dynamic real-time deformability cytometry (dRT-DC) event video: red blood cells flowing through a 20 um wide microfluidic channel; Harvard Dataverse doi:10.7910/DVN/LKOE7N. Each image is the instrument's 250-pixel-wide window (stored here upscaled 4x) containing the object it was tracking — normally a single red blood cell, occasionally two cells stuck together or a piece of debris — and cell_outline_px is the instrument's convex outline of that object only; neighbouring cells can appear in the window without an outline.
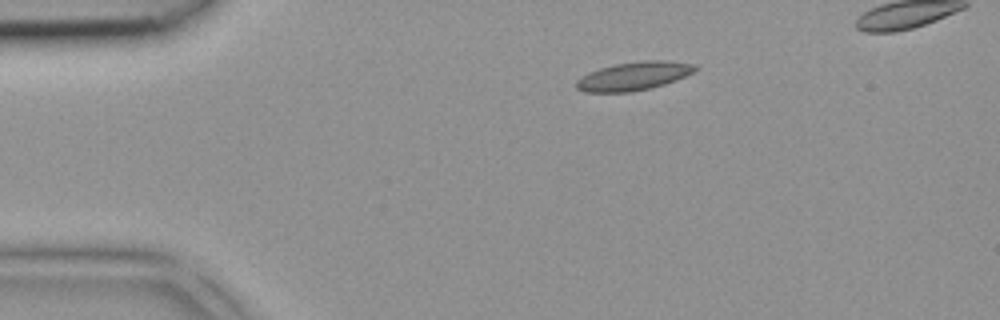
{"species": "common noctule bat (a hibernating species)", "species_latin": "Nyctalus noctula", "temperature_condition": "room temperature", "stored_images_in_passage": 2, "camera_frame_rate_fps": 3000, "um_per_image_px": 0.085, "animal": {"sex": "female", "body_mass_g": 18.4}, "frame": {"image": 1, "passage_image": 1, "time_ms": 0.0, "image_size_px": [1000, 320], "cell_outline_px": [[700, 68], [676, 80], [664, 84], [648, 88], [628, 92], [584, 92], [576, 88], [576, 80], [588, 72], [600, 68], [616, 64], [644, 60], [668, 60], [696, 64]], "centroid_in_image_um": [53.87, 6.45], "position_along_channel_um": 31.1, "area_um2": 19.65}}